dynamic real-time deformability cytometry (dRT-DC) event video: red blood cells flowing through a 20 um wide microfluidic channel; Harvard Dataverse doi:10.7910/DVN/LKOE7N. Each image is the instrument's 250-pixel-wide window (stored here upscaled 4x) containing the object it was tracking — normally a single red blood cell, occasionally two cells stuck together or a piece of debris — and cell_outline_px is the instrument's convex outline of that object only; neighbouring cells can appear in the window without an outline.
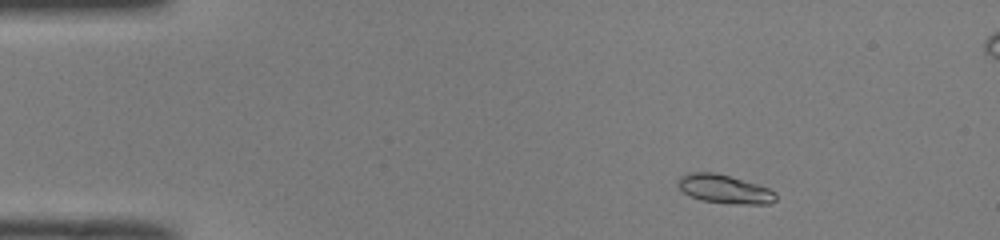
{"species": "common noctule bat (a hibernating species)", "species_latin": "Nyctalus noctula", "temperature_condition": "room temperature", "stored_images_in_passage": 48, "camera_frame_rate_fps": 3000, "um_per_image_px": 0.085, "animal": {"sex": "male", "body_mass_g": 19.0, "forearm_length_mm": 50.8}, "frame": {"image": 1, "passage_image": 4, "time_ms": 1.0, "image_size_px": [1000, 240], "cell_outline_px": [[776, 200], [768, 204], [748, 204], [700, 200], [684, 192], [676, 184], [680, 176], [688, 172], [716, 172], [756, 184], [768, 188], [776, 192]], "centroid_in_image_um": [61.56, 16.05], "position_along_channel_um": 23.4, "area_um2": 16.13}}
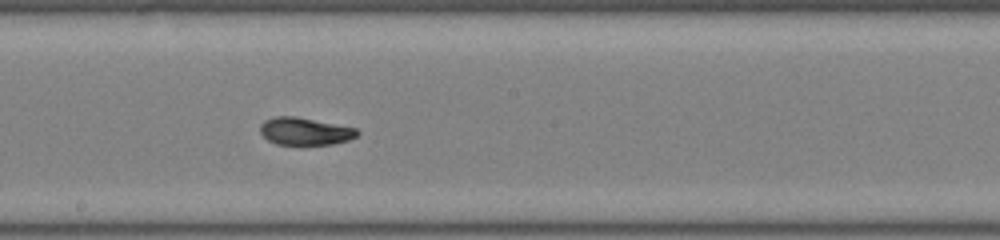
{"frame": {"image": 2, "passage_image": 25, "time_ms": 8.0, "image_size_px": [1000, 240], "cell_outline_px": [[360, 132], [356, 136], [348, 140], [332, 144], [276, 144], [268, 140], [260, 132], [260, 124], [264, 120], [276, 116], [296, 116], [356, 128]], "centroid_in_image_um": [25.9, 11.15], "position_along_channel_um": 222.3, "area_um2": 15.43}}
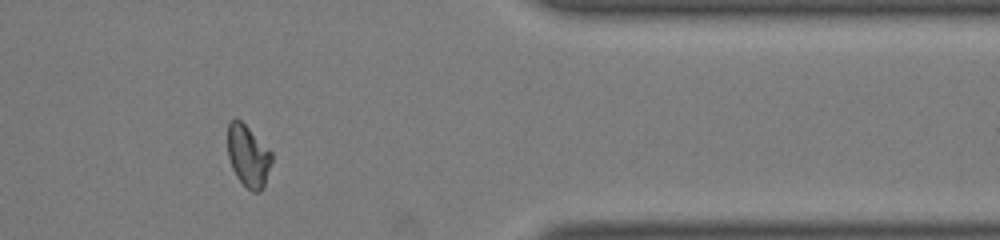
{"frame": {"image": 3, "passage_image": 39, "time_ms": 12.667, "image_size_px": [1000, 240], "cell_outline_px": [[272, 160], [264, 188], [260, 192], [252, 192], [236, 176], [232, 168], [228, 156], [228, 124], [232, 120], [240, 120], [272, 152]], "centroid_in_image_um": [21.11, 13.29], "position_along_channel_um": 390.3, "area_um2": 15.66}, "authors_computed_cell_mechanics": {"area_um2": 16.0395, "velocity_mm_per_s": 4.0049, "shape_relaxation_time_tau1_ms": 3.1589, "shape_relaxation_time_tau2_ms": 1.066, "deformation_change_tau1": 0.1864, "deformation_change_tau2": 0.0583}}